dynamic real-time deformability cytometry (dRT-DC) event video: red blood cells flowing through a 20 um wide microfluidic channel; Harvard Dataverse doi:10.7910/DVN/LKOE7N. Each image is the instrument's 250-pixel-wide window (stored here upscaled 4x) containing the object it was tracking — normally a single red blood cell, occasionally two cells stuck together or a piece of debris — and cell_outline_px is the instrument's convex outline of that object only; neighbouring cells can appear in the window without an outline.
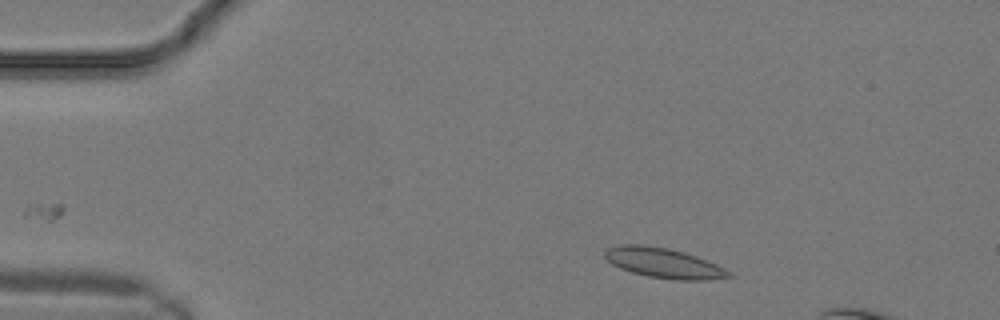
{"species": "common noctule bat (a hibernating species)", "species_latin": "Nyctalus noctula", "temperature_condition": "warm", "stored_images_in_passage": 5, "camera_frame_rate_fps": 3000, "um_per_image_px": 0.085, "animal": {"sex": "male", "body_mass_g": 19.2, "forearm_length_mm": 51.8}, "frame": {"image": 1, "passage_image": 1, "time_ms": 0.0, "image_size_px": [1000, 320], "cell_outline_px": [[736, 276], [708, 280], [676, 280], [648, 276], [632, 272], [620, 268], [612, 264], [604, 256], [604, 252], [608, 248], [620, 244], [640, 244], [668, 248], [684, 252], [696, 256], [716, 264], [732, 272]], "centroid_in_image_um": [56.44, 22.36], "position_along_channel_um": 28.6, "area_um2": 21.73}}